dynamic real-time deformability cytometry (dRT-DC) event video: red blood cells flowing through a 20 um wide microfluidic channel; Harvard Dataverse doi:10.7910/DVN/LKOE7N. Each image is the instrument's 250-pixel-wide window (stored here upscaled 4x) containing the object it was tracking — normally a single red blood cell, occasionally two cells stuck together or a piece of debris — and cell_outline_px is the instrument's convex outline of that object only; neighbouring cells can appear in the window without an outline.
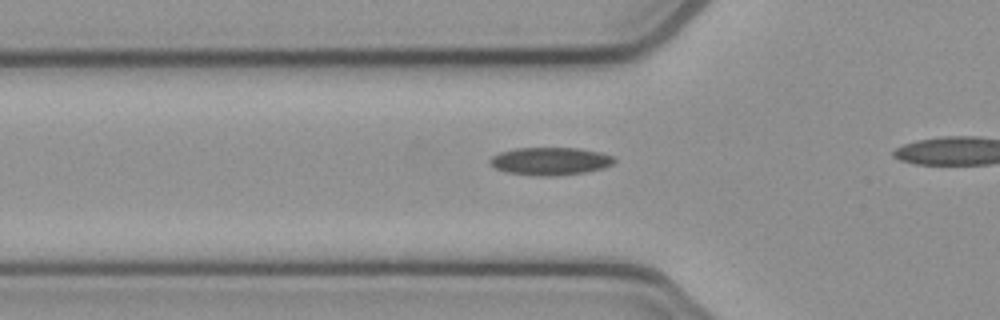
{"species": "common noctule bat (a hibernating species)", "species_latin": "Nyctalus noctula", "temperature_condition": "cold", "stored_images_in_passage": 8, "camera_frame_rate_fps": 3000, "um_per_image_px": 0.085, "animal": {"sex": "female", "body_mass_g": 21.9}, "frame": {"image": 1, "passage_image": 3, "time_ms": 0.667, "image_size_px": [1000, 320], "cell_outline_px": [[616, 160], [612, 164], [604, 168], [588, 172], [556, 176], [536, 176], [508, 172], [496, 168], [488, 160], [492, 156], [500, 152], [516, 148], [576, 148], [600, 152], [612, 156]], "centroid_in_image_um": [46.79, 13.7], "position_along_channel_um": 79.0, "area_um2": 20.11}}
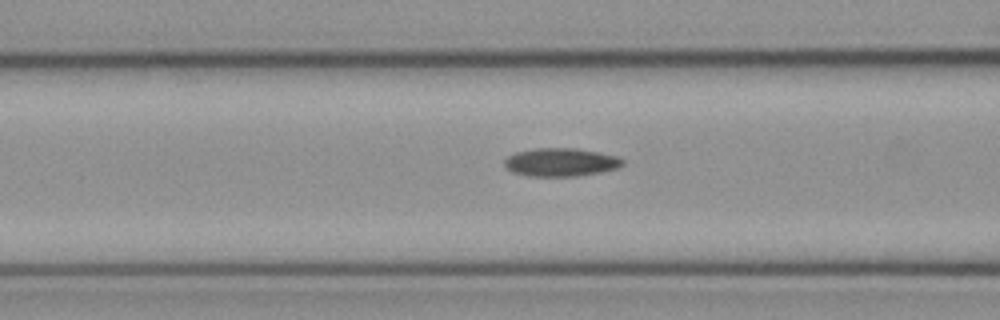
{"frame": {"image": 2, "passage_image": 6, "time_ms": 1.667, "image_size_px": [1000, 320], "cell_outline_px": [[624, 164], [620, 168], [580, 176], [528, 176], [512, 172], [504, 168], [504, 160], [508, 156], [516, 152], [536, 148], [576, 148], [620, 156], [624, 160]], "centroid_in_image_um": [47.69, 13.79], "position_along_channel_um": 118.9, "area_um2": 19.77}}